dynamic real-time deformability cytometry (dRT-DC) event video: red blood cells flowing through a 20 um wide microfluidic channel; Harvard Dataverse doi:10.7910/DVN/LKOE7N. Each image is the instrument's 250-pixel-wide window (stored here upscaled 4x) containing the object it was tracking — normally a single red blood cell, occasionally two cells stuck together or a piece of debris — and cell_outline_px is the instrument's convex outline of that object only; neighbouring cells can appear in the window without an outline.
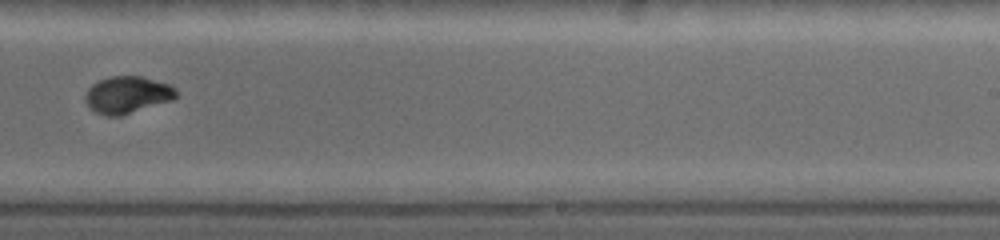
{"species": "common noctule bat (a hibernating species)", "species_latin": "Nyctalus noctula", "temperature_condition": "warm", "stored_images_in_passage": 12, "camera_frame_rate_fps": 5000, "um_per_image_px": 0.085, "animal": {"sex": "female", "body_mass_g": 19.0, "forearm_length_mm": 53.3}, "frame": {"image": 1, "passage_image": 7, "time_ms": 5.0, "image_size_px": [1000, 240], "cell_outline_px": [[176, 96], [172, 100], [120, 116], [104, 116], [88, 108], [84, 100], [84, 96], [88, 88], [92, 84], [108, 76], [140, 76], [168, 84], [176, 88]], "centroid_in_image_um": [10.77, 8.06], "position_along_channel_um": 278.2, "area_um2": 19.65}}
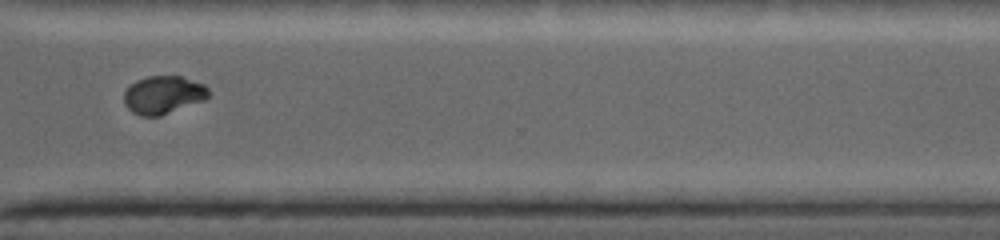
{"frame": {"image": 2, "passage_image": 9, "time_ms": 6.6, "image_size_px": [1000, 240], "cell_outline_px": [[208, 96], [204, 100], [160, 116], [140, 116], [132, 112], [124, 104], [124, 92], [136, 80], [148, 76], [180, 76], [204, 84], [208, 88]], "centroid_in_image_um": [13.86, 8.07], "position_along_channel_um": 356.7, "area_um2": 18.61}}